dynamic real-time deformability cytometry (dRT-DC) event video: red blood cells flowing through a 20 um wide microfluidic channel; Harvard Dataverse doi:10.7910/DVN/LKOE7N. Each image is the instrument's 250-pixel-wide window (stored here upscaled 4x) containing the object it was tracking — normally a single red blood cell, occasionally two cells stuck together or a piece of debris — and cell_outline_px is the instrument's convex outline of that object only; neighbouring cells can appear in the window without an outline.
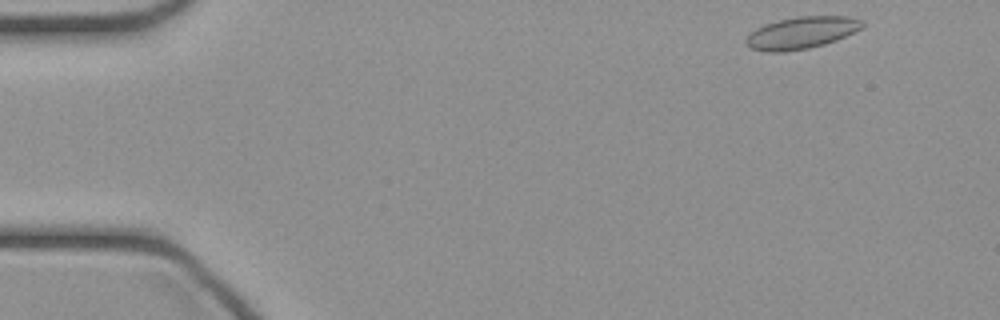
{"species": "common noctule bat (a hibernating species)", "species_latin": "Nyctalus noctula", "temperature_condition": "cold", "stored_images_in_passage": 43, "camera_frame_rate_fps": 3000, "um_per_image_px": 0.085, "animal": {"sex": "female", "body_mass_g": 21.9}, "frame": {"image": 1, "passage_image": 1, "time_ms": 0.0, "image_size_px": [1000, 320], "cell_outline_px": [[864, 24], [860, 28], [836, 40], [824, 44], [808, 48], [780, 52], [764, 52], [752, 48], [744, 40], [756, 28], [764, 24], [780, 20], [800, 16], [848, 16], [864, 20]], "centroid_in_image_um": [68.12, 2.78], "position_along_channel_um": 16.9, "area_um2": 21.39}}
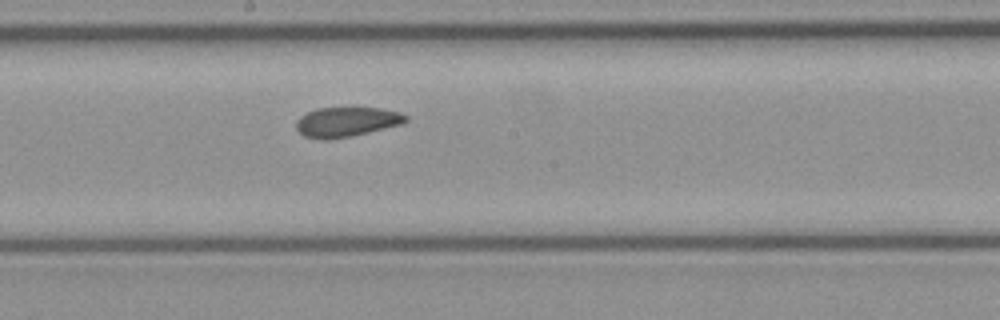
{"frame": {"image": 2, "passage_image": 22, "time_ms": 7.0, "image_size_px": [1000, 320], "cell_outline_px": [[408, 120], [404, 124], [352, 136], [324, 140], [320, 140], [304, 136], [296, 128], [296, 120], [300, 116], [316, 108], [380, 108], [400, 112], [408, 116]], "centroid_in_image_um": [29.47, 10.37], "position_along_channel_um": 218.7, "area_um2": 19.13}}
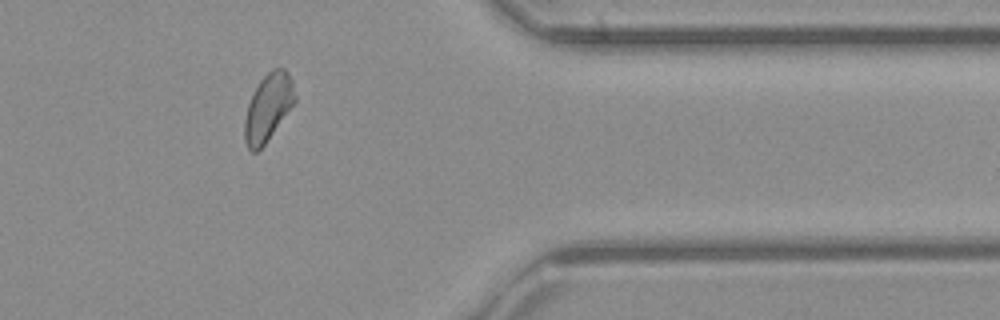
{"frame": {"image": 3, "passage_image": 35, "time_ms": 11.333, "image_size_px": [1000, 320], "cell_outline_px": [[296, 100], [264, 144], [256, 152], [252, 152], [248, 148], [244, 140], [244, 120], [248, 104], [260, 80], [272, 68], [284, 68], [288, 72], [292, 80], [296, 96]], "centroid_in_image_um": [22.78, 9.11], "position_along_channel_um": 388.6, "area_um2": 19.36}}